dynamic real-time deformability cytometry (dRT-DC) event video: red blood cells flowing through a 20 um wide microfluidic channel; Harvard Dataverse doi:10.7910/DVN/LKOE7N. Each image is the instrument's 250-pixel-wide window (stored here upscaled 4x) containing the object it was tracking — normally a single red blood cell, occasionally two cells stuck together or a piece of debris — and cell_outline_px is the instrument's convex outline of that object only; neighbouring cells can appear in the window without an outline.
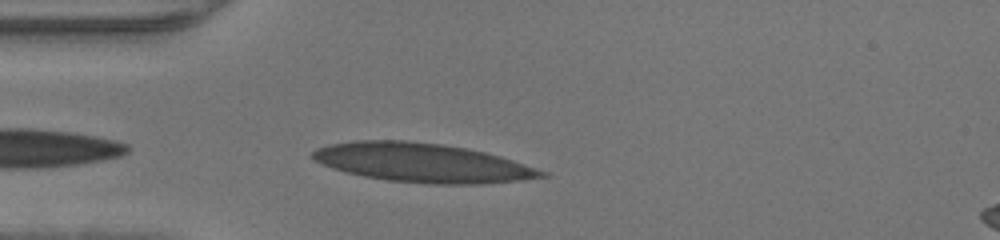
{"species": "human", "species_latin": "Homo sapiens", "temperature_condition": "warm", "stored_images_in_passage": 23, "camera_frame_rate_fps": 3000, "um_per_image_px": 0.085, "donor": {"sex": "male"}, "frame": {"image": 1, "passage_image": 2, "time_ms": 0.333, "image_size_px": [1000, 240], "cell_outline_px": [[548, 176], [520, 180], [484, 184], [428, 184], [388, 180], [364, 176], [344, 172], [332, 168], [316, 160], [312, 156], [312, 152], [316, 148], [332, 144], [356, 140], [404, 140], [440, 144], [464, 148], [484, 152], [500, 156], [548, 172]], "centroid_in_image_um": [35.9, 13.84], "position_along_channel_um": 49.1, "area_um2": 51.67}}
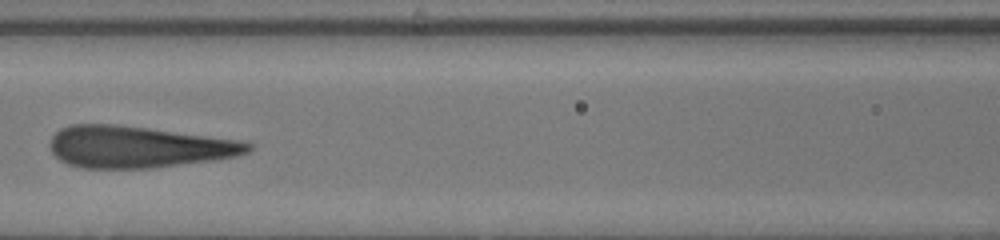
{"frame": {"image": 2, "passage_image": 10, "time_ms": 3.0, "image_size_px": [1000, 240], "cell_outline_px": [[252, 148], [248, 152], [236, 156], [212, 160], [156, 168], [80, 168], [68, 164], [60, 160], [52, 152], [48, 144], [52, 136], [60, 128], [72, 124], [116, 124], [148, 128], [236, 140], [252, 144]], "centroid_in_image_um": [11.68, 12.49], "position_along_channel_um": 154.9, "area_um2": 47.97}}
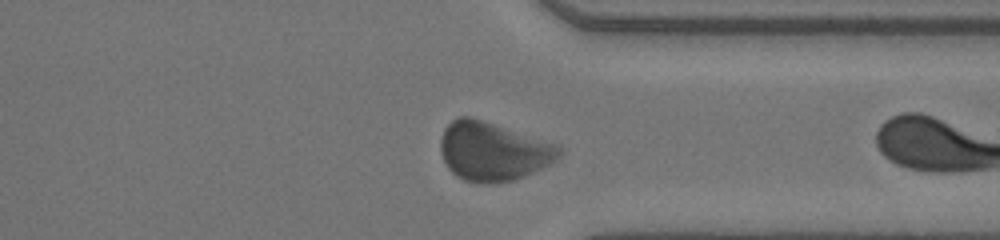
{"frame": {"image": 3, "passage_image": 22, "time_ms": 7.0, "image_size_px": [1000, 240], "cell_outline_px": [[560, 156], [552, 164], [524, 176], [512, 180], [480, 184], [464, 180], [456, 176], [448, 168], [440, 152], [440, 140], [444, 128], [452, 120], [460, 116], [472, 116], [552, 144], [560, 148]], "centroid_in_image_um": [41.84, 12.87], "position_along_channel_um": 369.6, "area_um2": 40.17}}